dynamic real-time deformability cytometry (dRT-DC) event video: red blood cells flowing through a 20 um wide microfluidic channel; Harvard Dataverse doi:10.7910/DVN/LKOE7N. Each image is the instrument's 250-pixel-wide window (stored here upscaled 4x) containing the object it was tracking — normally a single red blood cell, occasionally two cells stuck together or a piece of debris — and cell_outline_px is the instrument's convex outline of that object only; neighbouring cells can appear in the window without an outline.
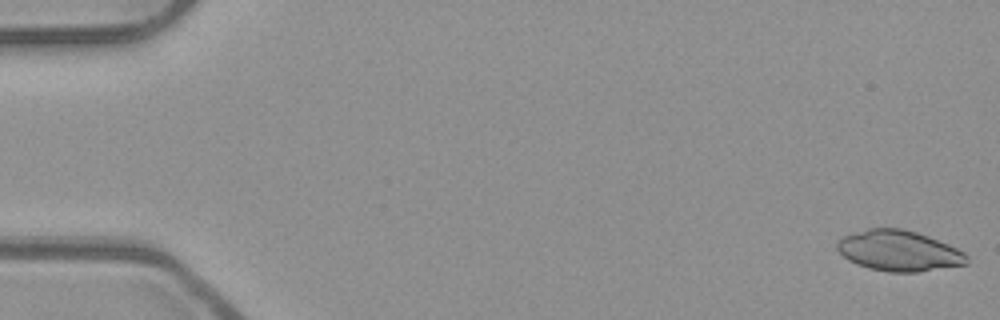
{"species": "common noctule bat (a hibernating species)", "species_latin": "Nyctalus noctula", "temperature_condition": "room temperature", "stored_images_in_passage": 52, "camera_frame_rate_fps": 3000, "um_per_image_px": 0.085, "animal": {"sex": "male", "body_mass_g": 23.1, "forearm_length_mm": 52.7}, "frame": {"image": 1, "passage_image": 1, "time_ms": 0.0, "image_size_px": [1000, 320], "cell_outline_px": [[968, 264], [916, 272], [888, 272], [868, 268], [856, 264], [848, 260], [836, 248], [836, 244], [844, 236], [868, 228], [900, 228], [916, 232], [928, 236], [948, 244], [964, 252], [968, 256]], "centroid_in_image_um": [76.41, 21.32], "position_along_channel_um": 8.6, "area_um2": 30.58}}